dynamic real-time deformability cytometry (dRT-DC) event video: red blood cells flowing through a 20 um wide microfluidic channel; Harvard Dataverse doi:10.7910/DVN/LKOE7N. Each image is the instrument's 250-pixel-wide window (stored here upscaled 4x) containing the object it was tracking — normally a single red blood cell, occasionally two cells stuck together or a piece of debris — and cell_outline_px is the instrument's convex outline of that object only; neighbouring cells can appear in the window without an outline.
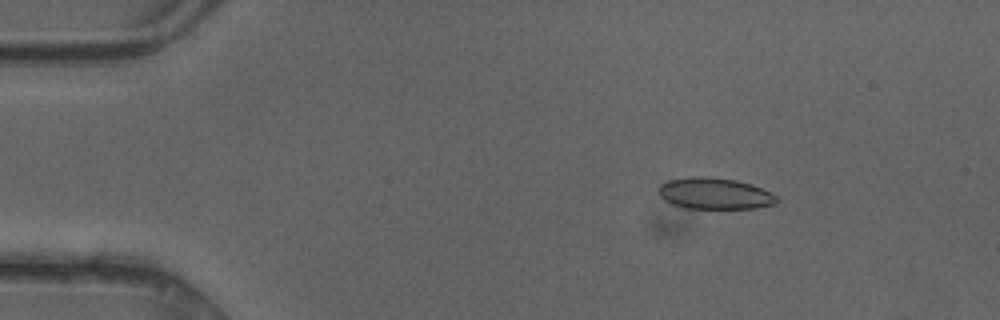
{"species": "common noctule bat (a hibernating species)", "species_latin": "Nyctalus noctula", "temperature_condition": "cold", "stored_images_in_passage": 45, "camera_frame_rate_fps": 3000, "um_per_image_px": 0.085, "animal": {"sex": "female"}, "frame": {"image": 1, "passage_image": 3, "time_ms": 0.667, "image_size_px": [1000, 320], "cell_outline_px": [[780, 200], [776, 204], [756, 208], [684, 208], [672, 204], [664, 200], [660, 196], [660, 184], [668, 180], [692, 176], [708, 176], [736, 180], [752, 184], [776, 196]], "centroid_in_image_um": [60.75, 16.44], "position_along_channel_um": 24.3, "area_um2": 21.62}}
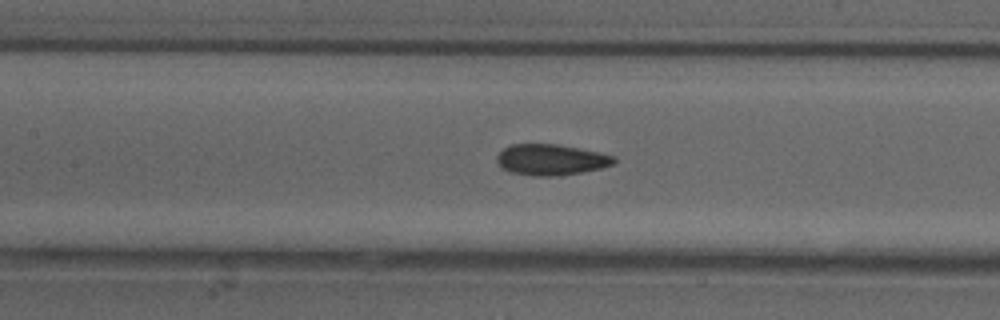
{"frame": {"image": 2, "passage_image": 18, "time_ms": 5.667, "image_size_px": [1000, 320], "cell_outline_px": [[616, 164], [600, 168], [560, 176], [532, 176], [512, 172], [504, 168], [496, 160], [496, 156], [504, 148], [512, 144], [556, 144], [600, 152], [616, 156]], "centroid_in_image_um": [46.87, 13.57], "position_along_channel_um": 160.5, "area_um2": 21.1}}
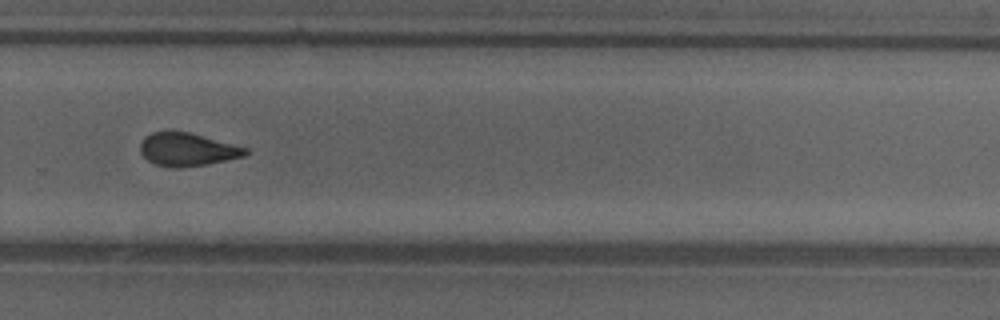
{"frame": {"image": 3, "passage_image": 29, "time_ms": 9.333, "image_size_px": [1000, 320], "cell_outline_px": [[248, 152], [244, 156], [204, 164], [176, 168], [156, 164], [148, 160], [140, 152], [140, 144], [144, 136], [152, 132], [188, 132], [248, 148]], "centroid_in_image_um": [15.89, 12.7], "position_along_channel_um": 313.9, "area_um2": 19.83}, "authors_computed_cell_mechanics": {"area_um2": 21.0392, "velocity_mm_per_s": 4.2031, "shape_relaxation_time_tau1_ms": 6.9152, "shape_relaxation_time_tau2_ms": 2.1313, "deformation_change_tau1": 0.1585, "deformation_change_tau2": 0.0804}}